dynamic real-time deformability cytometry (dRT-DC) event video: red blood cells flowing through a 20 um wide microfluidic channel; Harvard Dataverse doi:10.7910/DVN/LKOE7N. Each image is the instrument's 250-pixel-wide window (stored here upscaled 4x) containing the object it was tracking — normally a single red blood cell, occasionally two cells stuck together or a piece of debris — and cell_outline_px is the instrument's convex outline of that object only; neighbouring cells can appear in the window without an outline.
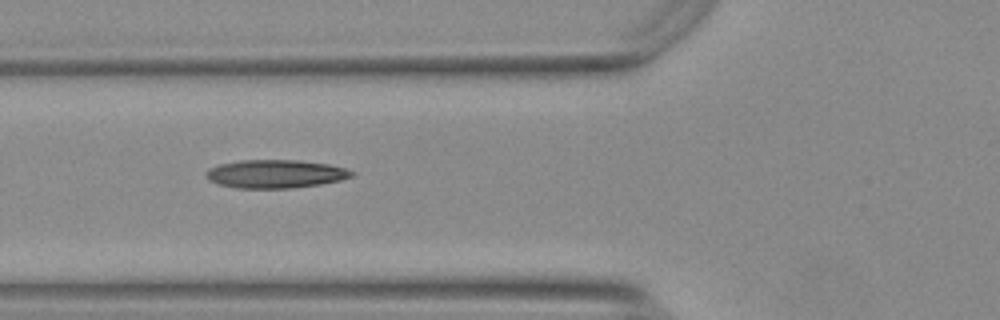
{"species": "Egyptian fruit bat (a non-hibernating species)", "species_latin": "Rousettus aegyptiacus", "temperature_condition": "warm", "stored_images_in_passage": 12, "camera_frame_rate_fps": 3000, "um_per_image_px": 0.085, "animal": {"sex": "female"}, "frame": {"image": 1, "passage_image": 3, "time_ms": 0.667, "image_size_px": [1000, 320], "cell_outline_px": [[356, 172], [352, 176], [340, 180], [320, 184], [288, 188], [236, 188], [220, 184], [208, 180], [204, 172], [208, 168], [220, 164], [240, 160], [296, 160], [328, 164], [344, 168]], "centroid_in_image_um": [23.38, 14.78], "position_along_channel_um": 102.4, "area_um2": 23.93}}